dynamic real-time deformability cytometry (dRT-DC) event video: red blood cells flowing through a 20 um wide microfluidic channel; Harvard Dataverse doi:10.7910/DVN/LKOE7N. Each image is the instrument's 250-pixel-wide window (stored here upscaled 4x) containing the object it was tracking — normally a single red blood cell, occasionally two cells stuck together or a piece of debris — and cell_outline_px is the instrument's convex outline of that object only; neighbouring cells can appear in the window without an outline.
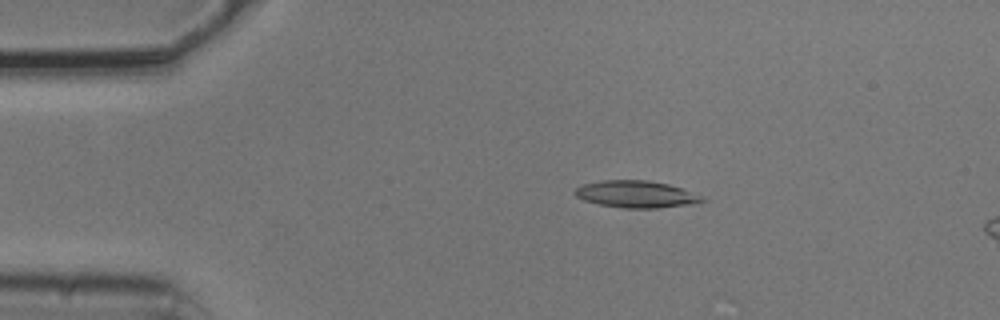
{"species": "common noctule bat (a hibernating species)", "species_latin": "Nyctalus noctula", "temperature_condition": "cold", "stored_images_in_passage": 4, "camera_frame_rate_fps": 3000, "um_per_image_px": 0.085, "animal": {"sex": "male", "body_mass_g": 20.5, "forearm_length_mm": 52.5}, "frame": {"image": 1, "passage_image": 2, "time_ms": 0.333, "image_size_px": [1000, 320], "cell_outline_px": [[708, 200], [696, 204], [656, 208], [624, 208], [600, 204], [584, 200], [576, 196], [572, 192], [576, 188], [584, 184], [600, 180], [648, 180], [668, 184], [680, 188], [700, 196]], "centroid_in_image_um": [54.07, 16.51], "position_along_channel_um": 30.9, "area_um2": 19.94}}